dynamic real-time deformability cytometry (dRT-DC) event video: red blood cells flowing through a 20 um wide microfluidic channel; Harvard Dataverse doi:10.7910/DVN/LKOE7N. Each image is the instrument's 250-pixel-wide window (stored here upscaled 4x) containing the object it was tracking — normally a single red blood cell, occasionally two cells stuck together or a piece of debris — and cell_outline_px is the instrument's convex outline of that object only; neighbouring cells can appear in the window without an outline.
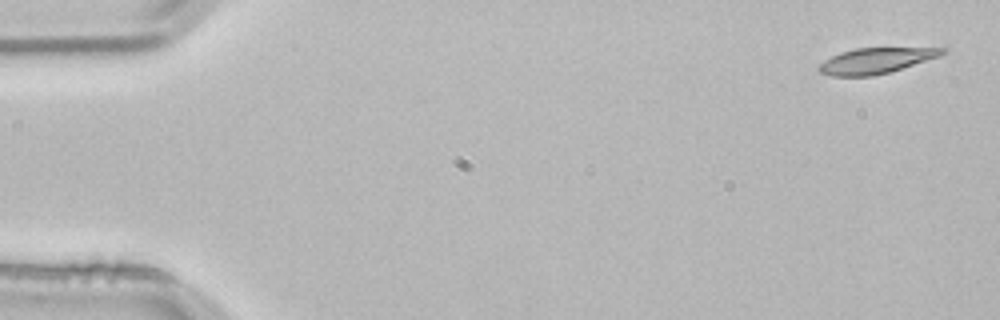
{"species": "common noctule bat (a hibernating species)", "species_latin": "Nyctalus noctula", "temperature_condition": "room temperature", "stored_images_in_passage": 4, "segment_of_instrument_passage": [1, 2], "camera_frame_rate_fps": 3000, "um_per_image_px": 0.085, "animal": {"sex": "male", "body_mass_g": 21.5, "forearm_length_mm": 52.0}, "frame": {"image": 1, "passage_image": 1, "time_ms": 0.0, "image_size_px": [1000, 320], "cell_outline_px": [[948, 48], [940, 56], [888, 72], [872, 76], [832, 76], [820, 72], [816, 68], [824, 60], [840, 52], [856, 48]], "centroid_in_image_um": [74.4, 5.16], "position_along_channel_um": 10.6, "area_um2": 18.15}}